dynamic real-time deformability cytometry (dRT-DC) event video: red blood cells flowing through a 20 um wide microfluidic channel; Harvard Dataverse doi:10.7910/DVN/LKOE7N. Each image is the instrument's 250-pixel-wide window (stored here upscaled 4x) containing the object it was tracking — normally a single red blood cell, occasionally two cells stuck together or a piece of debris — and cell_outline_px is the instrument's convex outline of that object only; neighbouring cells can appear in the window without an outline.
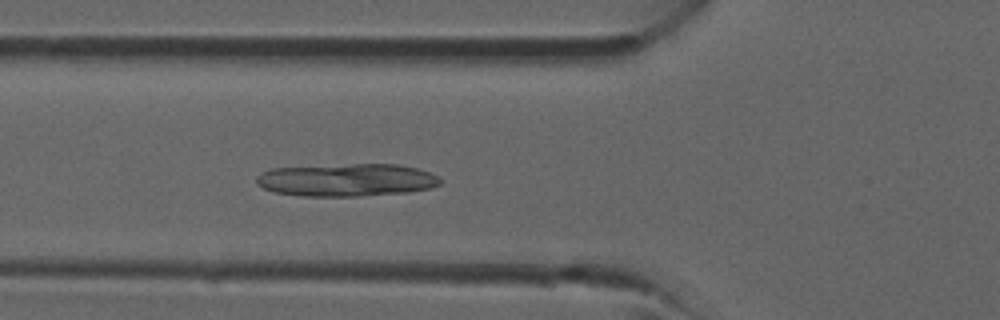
{"species": "common noctule bat (a hibernating species)", "species_latin": "Nyctalus noctula", "temperature_condition": "room temperature", "stored_images_in_passage": 6, "camera_frame_rate_fps": 3000, "um_per_image_px": 0.085, "animal": {"sex": "male", "forearm_length_mm": 52.5}, "frame": {"image": 1, "passage_image": 5, "time_ms": 1.333, "image_size_px": [1000, 320], "cell_outline_px": [[444, 180], [440, 184], [428, 188], [408, 192], [356, 196], [300, 196], [272, 192], [256, 184], [256, 176], [260, 172], [272, 168], [352, 164], [400, 164], [416, 168], [440, 176]], "centroid_in_image_um": [29.45, 15.3], "position_along_channel_um": 96.4, "area_um2": 35.26}}